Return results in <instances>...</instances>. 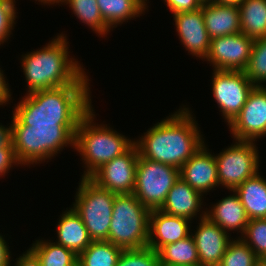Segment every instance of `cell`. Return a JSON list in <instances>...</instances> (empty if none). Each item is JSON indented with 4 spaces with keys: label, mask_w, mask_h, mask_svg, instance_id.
<instances>
[{
    "label": "cell",
    "mask_w": 266,
    "mask_h": 266,
    "mask_svg": "<svg viewBox=\"0 0 266 266\" xmlns=\"http://www.w3.org/2000/svg\"><path fill=\"white\" fill-rule=\"evenodd\" d=\"M12 146L17 161L34 165L51 160L64 147L74 148L78 126H27L11 117Z\"/></svg>",
    "instance_id": "5b68a950"
},
{
    "label": "cell",
    "mask_w": 266,
    "mask_h": 266,
    "mask_svg": "<svg viewBox=\"0 0 266 266\" xmlns=\"http://www.w3.org/2000/svg\"><path fill=\"white\" fill-rule=\"evenodd\" d=\"M228 126L234 140L256 142L265 137L266 87L253 88L240 113Z\"/></svg>",
    "instance_id": "4fadbf2b"
},
{
    "label": "cell",
    "mask_w": 266,
    "mask_h": 266,
    "mask_svg": "<svg viewBox=\"0 0 266 266\" xmlns=\"http://www.w3.org/2000/svg\"><path fill=\"white\" fill-rule=\"evenodd\" d=\"M67 35L57 34L41 49L22 55L27 93L68 85H90L86 69L69 55Z\"/></svg>",
    "instance_id": "3957f363"
},
{
    "label": "cell",
    "mask_w": 266,
    "mask_h": 266,
    "mask_svg": "<svg viewBox=\"0 0 266 266\" xmlns=\"http://www.w3.org/2000/svg\"><path fill=\"white\" fill-rule=\"evenodd\" d=\"M25 95L12 115L27 126H78L93 106L89 85H68Z\"/></svg>",
    "instance_id": "7a4b0ae2"
},
{
    "label": "cell",
    "mask_w": 266,
    "mask_h": 266,
    "mask_svg": "<svg viewBox=\"0 0 266 266\" xmlns=\"http://www.w3.org/2000/svg\"><path fill=\"white\" fill-rule=\"evenodd\" d=\"M15 4V0H0V46L7 42L16 24L18 12Z\"/></svg>",
    "instance_id": "d6a6232c"
},
{
    "label": "cell",
    "mask_w": 266,
    "mask_h": 266,
    "mask_svg": "<svg viewBox=\"0 0 266 266\" xmlns=\"http://www.w3.org/2000/svg\"><path fill=\"white\" fill-rule=\"evenodd\" d=\"M123 249L108 241H93L78 255L80 266H116Z\"/></svg>",
    "instance_id": "4316f807"
},
{
    "label": "cell",
    "mask_w": 266,
    "mask_h": 266,
    "mask_svg": "<svg viewBox=\"0 0 266 266\" xmlns=\"http://www.w3.org/2000/svg\"><path fill=\"white\" fill-rule=\"evenodd\" d=\"M146 3L144 0H97L100 14L111 30L142 16L148 8Z\"/></svg>",
    "instance_id": "603a6c76"
},
{
    "label": "cell",
    "mask_w": 266,
    "mask_h": 266,
    "mask_svg": "<svg viewBox=\"0 0 266 266\" xmlns=\"http://www.w3.org/2000/svg\"><path fill=\"white\" fill-rule=\"evenodd\" d=\"M202 196V193L193 189L180 177L169 190L160 210L166 214L184 217L191 221L194 217L195 219L197 217L201 219L206 216V209L205 211L201 210V205H203ZM198 214L200 216H197Z\"/></svg>",
    "instance_id": "ac0fdd59"
},
{
    "label": "cell",
    "mask_w": 266,
    "mask_h": 266,
    "mask_svg": "<svg viewBox=\"0 0 266 266\" xmlns=\"http://www.w3.org/2000/svg\"><path fill=\"white\" fill-rule=\"evenodd\" d=\"M238 7L241 33L253 40L266 37V0H243Z\"/></svg>",
    "instance_id": "cb8c5ba5"
},
{
    "label": "cell",
    "mask_w": 266,
    "mask_h": 266,
    "mask_svg": "<svg viewBox=\"0 0 266 266\" xmlns=\"http://www.w3.org/2000/svg\"><path fill=\"white\" fill-rule=\"evenodd\" d=\"M9 245L3 235L0 233V266H11V252L9 250Z\"/></svg>",
    "instance_id": "74e56055"
},
{
    "label": "cell",
    "mask_w": 266,
    "mask_h": 266,
    "mask_svg": "<svg viewBox=\"0 0 266 266\" xmlns=\"http://www.w3.org/2000/svg\"><path fill=\"white\" fill-rule=\"evenodd\" d=\"M180 178V169L138 157L133 194L149 210L160 209Z\"/></svg>",
    "instance_id": "ba28073f"
},
{
    "label": "cell",
    "mask_w": 266,
    "mask_h": 266,
    "mask_svg": "<svg viewBox=\"0 0 266 266\" xmlns=\"http://www.w3.org/2000/svg\"><path fill=\"white\" fill-rule=\"evenodd\" d=\"M139 153L133 144L125 153L100 167L90 179L115 194L134 192Z\"/></svg>",
    "instance_id": "7c38bea8"
},
{
    "label": "cell",
    "mask_w": 266,
    "mask_h": 266,
    "mask_svg": "<svg viewBox=\"0 0 266 266\" xmlns=\"http://www.w3.org/2000/svg\"><path fill=\"white\" fill-rule=\"evenodd\" d=\"M35 1H38L39 2V4L40 3H42L44 6H45V4L47 5H59V2L61 1V0H35Z\"/></svg>",
    "instance_id": "60d3db41"
},
{
    "label": "cell",
    "mask_w": 266,
    "mask_h": 266,
    "mask_svg": "<svg viewBox=\"0 0 266 266\" xmlns=\"http://www.w3.org/2000/svg\"><path fill=\"white\" fill-rule=\"evenodd\" d=\"M259 150L254 141L235 140L234 145L215 155L219 185L235 190L259 172Z\"/></svg>",
    "instance_id": "9c48e42d"
},
{
    "label": "cell",
    "mask_w": 266,
    "mask_h": 266,
    "mask_svg": "<svg viewBox=\"0 0 266 266\" xmlns=\"http://www.w3.org/2000/svg\"><path fill=\"white\" fill-rule=\"evenodd\" d=\"M91 108L79 121L74 140V148L81 155L84 173L90 178L100 167L115 157L125 153L133 144L130 138L108 127L94 123L95 113Z\"/></svg>",
    "instance_id": "277c9868"
},
{
    "label": "cell",
    "mask_w": 266,
    "mask_h": 266,
    "mask_svg": "<svg viewBox=\"0 0 266 266\" xmlns=\"http://www.w3.org/2000/svg\"><path fill=\"white\" fill-rule=\"evenodd\" d=\"M240 236L259 259H266V218L249 220Z\"/></svg>",
    "instance_id": "4dcf8cb0"
},
{
    "label": "cell",
    "mask_w": 266,
    "mask_h": 266,
    "mask_svg": "<svg viewBox=\"0 0 266 266\" xmlns=\"http://www.w3.org/2000/svg\"><path fill=\"white\" fill-rule=\"evenodd\" d=\"M161 266H200L192 235L163 246L159 251Z\"/></svg>",
    "instance_id": "d4e9b609"
},
{
    "label": "cell",
    "mask_w": 266,
    "mask_h": 266,
    "mask_svg": "<svg viewBox=\"0 0 266 266\" xmlns=\"http://www.w3.org/2000/svg\"><path fill=\"white\" fill-rule=\"evenodd\" d=\"M180 42L190 55L206 59L211 38L203 20L202 8L173 14Z\"/></svg>",
    "instance_id": "9a60e30c"
},
{
    "label": "cell",
    "mask_w": 266,
    "mask_h": 266,
    "mask_svg": "<svg viewBox=\"0 0 266 266\" xmlns=\"http://www.w3.org/2000/svg\"><path fill=\"white\" fill-rule=\"evenodd\" d=\"M252 44L253 39L244 33L212 38L205 61L214 70L244 71L249 63Z\"/></svg>",
    "instance_id": "8fae6325"
},
{
    "label": "cell",
    "mask_w": 266,
    "mask_h": 266,
    "mask_svg": "<svg viewBox=\"0 0 266 266\" xmlns=\"http://www.w3.org/2000/svg\"><path fill=\"white\" fill-rule=\"evenodd\" d=\"M1 147H13L11 137V124L8 126L0 123V148Z\"/></svg>",
    "instance_id": "f35d334b"
},
{
    "label": "cell",
    "mask_w": 266,
    "mask_h": 266,
    "mask_svg": "<svg viewBox=\"0 0 266 266\" xmlns=\"http://www.w3.org/2000/svg\"><path fill=\"white\" fill-rule=\"evenodd\" d=\"M15 260L14 266H41L40 260L30 249H27Z\"/></svg>",
    "instance_id": "d590c367"
},
{
    "label": "cell",
    "mask_w": 266,
    "mask_h": 266,
    "mask_svg": "<svg viewBox=\"0 0 266 266\" xmlns=\"http://www.w3.org/2000/svg\"><path fill=\"white\" fill-rule=\"evenodd\" d=\"M172 14L194 11L202 7L203 0H164Z\"/></svg>",
    "instance_id": "836d02e7"
},
{
    "label": "cell",
    "mask_w": 266,
    "mask_h": 266,
    "mask_svg": "<svg viewBox=\"0 0 266 266\" xmlns=\"http://www.w3.org/2000/svg\"><path fill=\"white\" fill-rule=\"evenodd\" d=\"M243 0H212L214 3L239 6Z\"/></svg>",
    "instance_id": "ab89813d"
},
{
    "label": "cell",
    "mask_w": 266,
    "mask_h": 266,
    "mask_svg": "<svg viewBox=\"0 0 266 266\" xmlns=\"http://www.w3.org/2000/svg\"><path fill=\"white\" fill-rule=\"evenodd\" d=\"M180 108L133 140L140 157L180 169L206 144L190 108Z\"/></svg>",
    "instance_id": "6da1fadb"
},
{
    "label": "cell",
    "mask_w": 266,
    "mask_h": 266,
    "mask_svg": "<svg viewBox=\"0 0 266 266\" xmlns=\"http://www.w3.org/2000/svg\"><path fill=\"white\" fill-rule=\"evenodd\" d=\"M235 239L229 242L219 266H255L259 258L240 236Z\"/></svg>",
    "instance_id": "f546056e"
},
{
    "label": "cell",
    "mask_w": 266,
    "mask_h": 266,
    "mask_svg": "<svg viewBox=\"0 0 266 266\" xmlns=\"http://www.w3.org/2000/svg\"><path fill=\"white\" fill-rule=\"evenodd\" d=\"M204 144L188 161L180 168V177L193 189L203 195L210 190L219 187L217 177V164L214 153Z\"/></svg>",
    "instance_id": "e0dca14e"
},
{
    "label": "cell",
    "mask_w": 266,
    "mask_h": 266,
    "mask_svg": "<svg viewBox=\"0 0 266 266\" xmlns=\"http://www.w3.org/2000/svg\"><path fill=\"white\" fill-rule=\"evenodd\" d=\"M35 242L29 249L40 260L41 266H74L78 262V255L53 240Z\"/></svg>",
    "instance_id": "484cf974"
},
{
    "label": "cell",
    "mask_w": 266,
    "mask_h": 266,
    "mask_svg": "<svg viewBox=\"0 0 266 266\" xmlns=\"http://www.w3.org/2000/svg\"><path fill=\"white\" fill-rule=\"evenodd\" d=\"M67 4L73 14L84 24L89 26L100 37L110 32V28L103 20L97 0H61L59 4Z\"/></svg>",
    "instance_id": "83f0119b"
},
{
    "label": "cell",
    "mask_w": 266,
    "mask_h": 266,
    "mask_svg": "<svg viewBox=\"0 0 266 266\" xmlns=\"http://www.w3.org/2000/svg\"><path fill=\"white\" fill-rule=\"evenodd\" d=\"M191 220L166 214L160 209L150 210L147 247L158 252L163 246L191 235Z\"/></svg>",
    "instance_id": "2e32d148"
},
{
    "label": "cell",
    "mask_w": 266,
    "mask_h": 266,
    "mask_svg": "<svg viewBox=\"0 0 266 266\" xmlns=\"http://www.w3.org/2000/svg\"><path fill=\"white\" fill-rule=\"evenodd\" d=\"M232 195L222 198L206 210V217L216 223L226 232L237 231L241 235L249 222L244 206L241 204L238 194L232 190ZM239 230V232H238Z\"/></svg>",
    "instance_id": "ffe728a7"
},
{
    "label": "cell",
    "mask_w": 266,
    "mask_h": 266,
    "mask_svg": "<svg viewBox=\"0 0 266 266\" xmlns=\"http://www.w3.org/2000/svg\"><path fill=\"white\" fill-rule=\"evenodd\" d=\"M76 189L74 211L82 219L93 241H108L116 194L99 187L90 178H81Z\"/></svg>",
    "instance_id": "52a82bcc"
},
{
    "label": "cell",
    "mask_w": 266,
    "mask_h": 266,
    "mask_svg": "<svg viewBox=\"0 0 266 266\" xmlns=\"http://www.w3.org/2000/svg\"><path fill=\"white\" fill-rule=\"evenodd\" d=\"M4 72L0 68V105H6L9 103L10 100H12L11 92L9 88L8 82H6V77H4Z\"/></svg>",
    "instance_id": "8d00e7d4"
},
{
    "label": "cell",
    "mask_w": 266,
    "mask_h": 266,
    "mask_svg": "<svg viewBox=\"0 0 266 266\" xmlns=\"http://www.w3.org/2000/svg\"><path fill=\"white\" fill-rule=\"evenodd\" d=\"M13 165L19 166L13 147H1L0 148V177L8 174Z\"/></svg>",
    "instance_id": "e575fe53"
},
{
    "label": "cell",
    "mask_w": 266,
    "mask_h": 266,
    "mask_svg": "<svg viewBox=\"0 0 266 266\" xmlns=\"http://www.w3.org/2000/svg\"><path fill=\"white\" fill-rule=\"evenodd\" d=\"M150 210L133 194H116L108 242L122 248L142 249L148 245Z\"/></svg>",
    "instance_id": "8992f818"
},
{
    "label": "cell",
    "mask_w": 266,
    "mask_h": 266,
    "mask_svg": "<svg viewBox=\"0 0 266 266\" xmlns=\"http://www.w3.org/2000/svg\"><path fill=\"white\" fill-rule=\"evenodd\" d=\"M251 219L266 218V179L260 172L248 178L234 190Z\"/></svg>",
    "instance_id": "7402d4cb"
},
{
    "label": "cell",
    "mask_w": 266,
    "mask_h": 266,
    "mask_svg": "<svg viewBox=\"0 0 266 266\" xmlns=\"http://www.w3.org/2000/svg\"><path fill=\"white\" fill-rule=\"evenodd\" d=\"M59 218L56 224L57 241L55 240V243L79 255L93 242L88 230L72 207L69 210L67 208Z\"/></svg>",
    "instance_id": "44dd1931"
},
{
    "label": "cell",
    "mask_w": 266,
    "mask_h": 266,
    "mask_svg": "<svg viewBox=\"0 0 266 266\" xmlns=\"http://www.w3.org/2000/svg\"><path fill=\"white\" fill-rule=\"evenodd\" d=\"M116 266H161L158 252L149 247L123 250Z\"/></svg>",
    "instance_id": "1f68e13d"
},
{
    "label": "cell",
    "mask_w": 266,
    "mask_h": 266,
    "mask_svg": "<svg viewBox=\"0 0 266 266\" xmlns=\"http://www.w3.org/2000/svg\"><path fill=\"white\" fill-rule=\"evenodd\" d=\"M194 238L200 266H219L222 257L232 240L231 234L224 231L208 217L199 219Z\"/></svg>",
    "instance_id": "5bb4252c"
},
{
    "label": "cell",
    "mask_w": 266,
    "mask_h": 266,
    "mask_svg": "<svg viewBox=\"0 0 266 266\" xmlns=\"http://www.w3.org/2000/svg\"><path fill=\"white\" fill-rule=\"evenodd\" d=\"M212 93L220 112L229 125L245 105L248 95L255 87L244 71L214 70Z\"/></svg>",
    "instance_id": "30bf717a"
},
{
    "label": "cell",
    "mask_w": 266,
    "mask_h": 266,
    "mask_svg": "<svg viewBox=\"0 0 266 266\" xmlns=\"http://www.w3.org/2000/svg\"><path fill=\"white\" fill-rule=\"evenodd\" d=\"M255 266H266V259H259Z\"/></svg>",
    "instance_id": "b9f144b4"
},
{
    "label": "cell",
    "mask_w": 266,
    "mask_h": 266,
    "mask_svg": "<svg viewBox=\"0 0 266 266\" xmlns=\"http://www.w3.org/2000/svg\"><path fill=\"white\" fill-rule=\"evenodd\" d=\"M201 8L204 24L211 39L241 33L238 6L208 1L204 2Z\"/></svg>",
    "instance_id": "d6986e66"
},
{
    "label": "cell",
    "mask_w": 266,
    "mask_h": 266,
    "mask_svg": "<svg viewBox=\"0 0 266 266\" xmlns=\"http://www.w3.org/2000/svg\"><path fill=\"white\" fill-rule=\"evenodd\" d=\"M244 72L255 87H266V37L253 40L249 63Z\"/></svg>",
    "instance_id": "f1b7e54d"
}]
</instances>
